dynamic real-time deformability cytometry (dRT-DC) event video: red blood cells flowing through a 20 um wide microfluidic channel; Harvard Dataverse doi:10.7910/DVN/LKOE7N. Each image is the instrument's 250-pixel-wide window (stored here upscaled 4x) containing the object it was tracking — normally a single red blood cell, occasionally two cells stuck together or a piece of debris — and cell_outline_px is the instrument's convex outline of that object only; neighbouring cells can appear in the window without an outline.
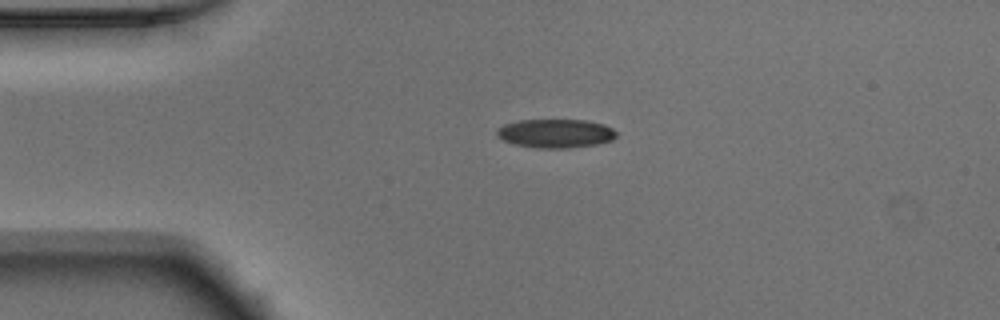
{"species": "Egyptian fruit bat (a non-hibernating species)", "species_latin": "Rousettus aegyptiacus", "temperature_condition": "warm", "stored_images_in_passage": 51, "camera_frame_rate_fps": 3000, "um_per_image_px": 0.085, "animal": {"sex": "male"}, "frame": {"image": 1, "passage_image": 11, "time_ms": 3.333, "image_size_px": [1000, 320], "cell_outline_px": [[616, 136], [612, 140], [596, 144], [568, 148], [536, 148], [512, 144], [496, 136], [496, 128], [504, 124], [520, 120], [584, 120], [604, 124], [612, 128], [616, 132]], "centroid_in_image_um": [47.18, 11.34], "position_along_channel_um": 37.8, "area_um2": 20.11}}
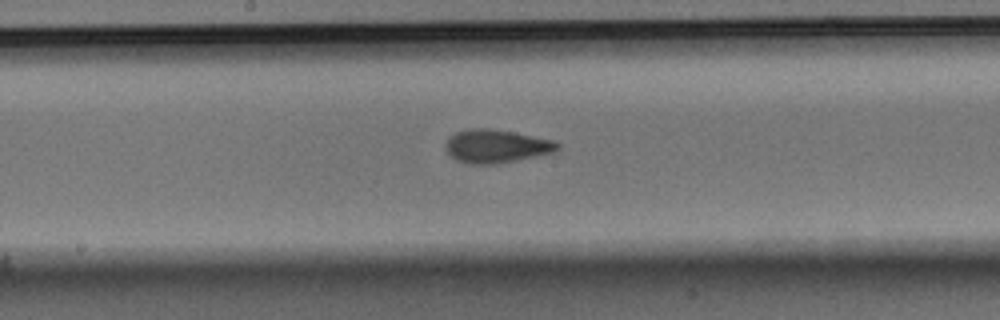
{"frame": {"image": 2, "passage_image": 26, "time_ms": 8.333, "image_size_px": [1000, 320], "cell_outline_px": [[560, 148], [552, 152], [516, 160], [496, 164], [468, 164], [456, 160], [448, 156], [444, 144], [456, 132], [472, 128], [492, 128], [552, 140], [560, 144]], "centroid_in_image_um": [42.13, 12.43], "position_along_channel_um": 206.1, "area_um2": 21.56}}
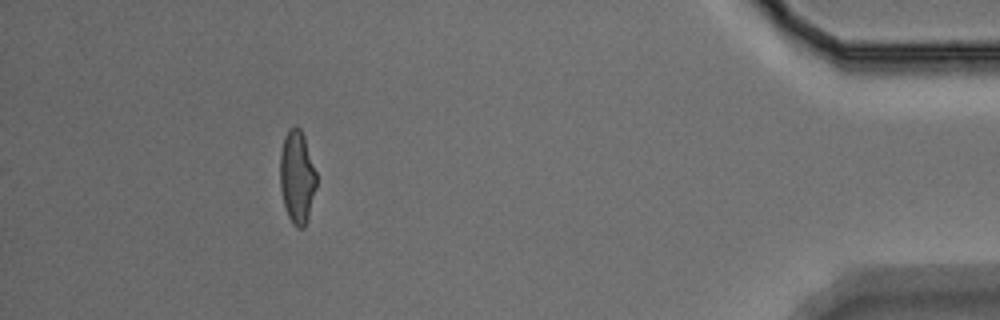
{"frame": {"image": 3, "passage_image": 46, "time_ms": 15.0, "image_size_px": [1000, 320], "cell_outline_px": [[316, 188], [308, 220], [304, 228], [296, 228], [292, 224], [288, 216], [284, 204], [280, 188], [280, 152], [284, 136], [288, 128], [296, 124], [300, 128], [304, 136], [316, 172]], "centroid_in_image_um": [25.24, 15.04], "position_along_channel_um": 410.0, "area_um2": 20.0}, "authors_computed_cell_mechanics": {"area_um2": 20.23, "velocity_mm_per_s": 3.9281, "shape_relaxation_time_tau1_ms": 8.1469, "shape_relaxation_time_tau2_ms": 1.5624, "deformation_change_tau1": 0.2321, "deformation_change_tau2": 0.0846}}